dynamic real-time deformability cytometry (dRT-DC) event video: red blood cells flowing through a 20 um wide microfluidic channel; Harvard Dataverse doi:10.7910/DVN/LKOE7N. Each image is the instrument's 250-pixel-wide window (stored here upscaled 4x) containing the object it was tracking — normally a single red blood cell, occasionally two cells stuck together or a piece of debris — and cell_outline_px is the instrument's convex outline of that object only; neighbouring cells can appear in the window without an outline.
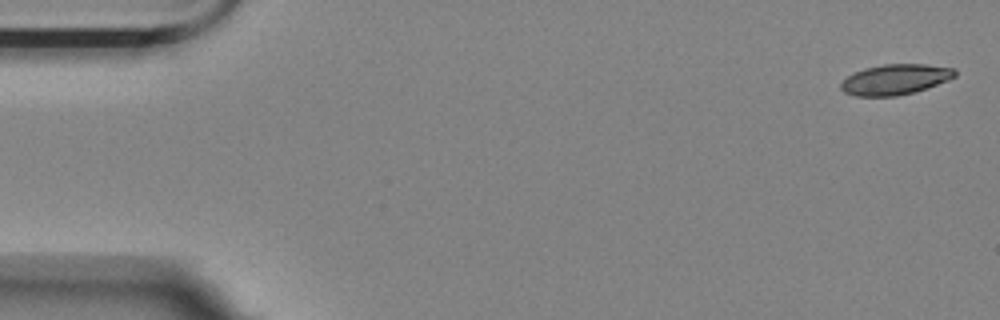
{"species": "Egyptian fruit bat (a non-hibernating species)", "species_latin": "Rousettus aegyptiacus", "temperature_condition": "room temperature", "stored_images_in_passage": 5, "camera_frame_rate_fps": 3000, "um_per_image_px": 0.085, "animal": {"sex": "female"}, "frame": {"image": 1, "passage_image": 1, "time_ms": 0.0, "image_size_px": [1000, 320], "cell_outline_px": [[956, 76], [948, 80], [912, 92], [896, 96], [856, 96], [844, 92], [840, 88], [840, 84], [848, 76], [864, 68], [884, 64], [924, 64], [956, 68]], "centroid_in_image_um": [76.09, 6.74], "position_along_channel_um": 8.9, "area_um2": 20.0}}
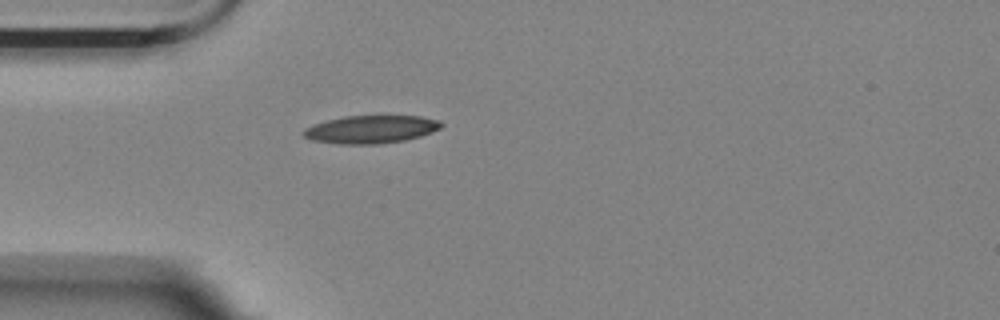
{"frame": {"image": 2, "passage_image": 5, "time_ms": 1.333, "image_size_px": [1000, 320], "cell_outline_px": [[444, 124], [440, 128], [432, 132], [420, 136], [404, 140], [376, 144], [340, 144], [312, 140], [304, 136], [300, 132], [304, 128], [312, 124], [344, 116], [376, 112], [420, 116], [440, 120]], "centroid_in_image_um": [31.55, 10.93], "position_along_channel_um": 53.5, "area_um2": 23.52}}